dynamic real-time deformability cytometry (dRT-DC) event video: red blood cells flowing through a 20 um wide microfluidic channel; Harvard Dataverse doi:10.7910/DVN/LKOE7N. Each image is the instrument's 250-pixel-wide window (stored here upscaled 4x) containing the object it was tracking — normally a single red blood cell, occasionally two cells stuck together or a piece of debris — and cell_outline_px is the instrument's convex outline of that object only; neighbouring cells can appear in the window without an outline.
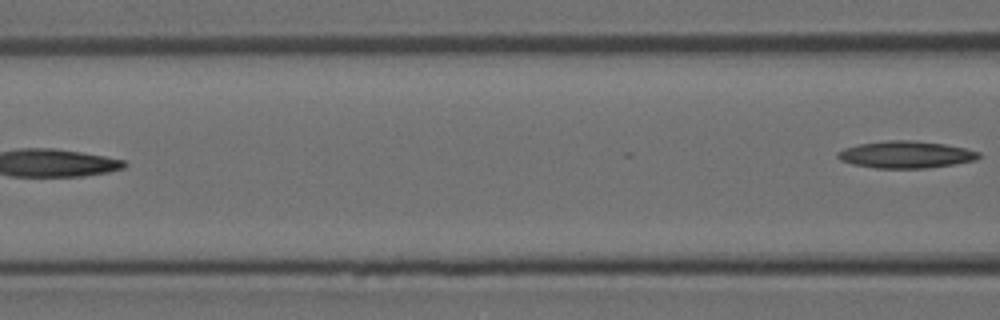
{"species": "Egyptian fruit bat (a non-hibernating species)", "species_latin": "Rousettus aegyptiacus", "temperature_condition": "room temperature", "stored_images_in_passage": 5, "camera_frame_rate_fps": 3000, "um_per_image_px": 0.085, "animal": {"sex": "female"}, "frame": {"image": 1, "passage_image": 5, "time_ms": 1.333, "image_size_px": [1000, 320], "cell_outline_px": [[980, 156], [976, 160], [928, 168], [876, 168], [852, 164], [840, 160], [836, 156], [836, 152], [844, 148], [856, 144], [888, 140], [912, 140], [944, 144], [964, 148], [980, 152]], "centroid_in_image_um": [76.95, 13.13], "position_along_channel_um": 89.7, "area_um2": 22.25}}